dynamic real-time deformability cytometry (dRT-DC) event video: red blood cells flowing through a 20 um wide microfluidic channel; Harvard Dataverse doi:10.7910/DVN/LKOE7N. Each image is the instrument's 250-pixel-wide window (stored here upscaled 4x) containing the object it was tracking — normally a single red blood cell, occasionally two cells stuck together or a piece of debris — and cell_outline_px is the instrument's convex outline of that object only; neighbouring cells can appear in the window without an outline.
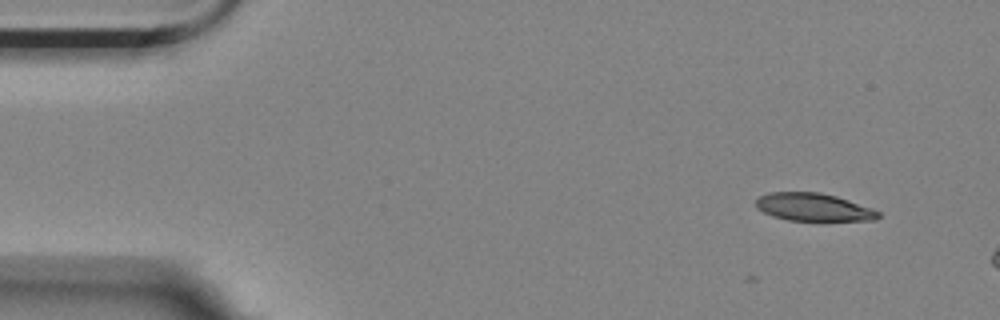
{"species": "Egyptian fruit bat (a non-hibernating species)", "species_latin": "Rousettus aegyptiacus", "temperature_condition": "room temperature", "stored_images_in_passage": 3, "camera_frame_rate_fps": 3000, "um_per_image_px": 0.085, "animal": {"sex": "female"}, "frame": {"image": 1, "passage_image": 1, "time_ms": 0.0, "image_size_px": [1000, 320], "cell_outline_px": [[880, 216], [876, 220], [788, 220], [772, 216], [756, 208], [756, 200], [760, 196], [768, 192], [820, 192], [836, 196], [872, 208], [880, 212]], "centroid_in_image_um": [69.13, 17.6], "position_along_channel_um": 15.9, "area_um2": 19.71}}